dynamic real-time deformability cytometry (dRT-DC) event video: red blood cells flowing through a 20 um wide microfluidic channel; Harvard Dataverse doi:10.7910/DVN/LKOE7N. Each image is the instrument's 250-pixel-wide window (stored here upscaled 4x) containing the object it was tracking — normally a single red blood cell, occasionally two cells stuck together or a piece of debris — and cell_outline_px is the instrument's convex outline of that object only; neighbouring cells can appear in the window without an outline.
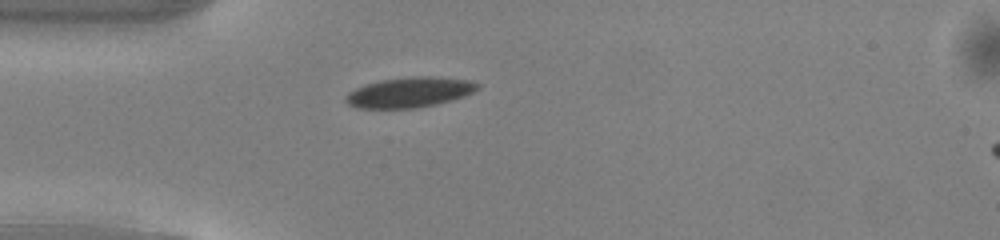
{"species": "common noctule bat (a hibernating species)", "species_latin": "Nyctalus noctula", "temperature_condition": "warm", "stored_images_in_passage": 28, "camera_frame_rate_fps": 3000, "um_per_image_px": 0.085, "animal": {"sex": "male", "body_mass_g": 13.0, "forearm_length_mm": 53.1}, "frame": {"image": 1, "passage_image": 1, "time_ms": 0.0, "image_size_px": [1000, 240], "cell_outline_px": [[480, 88], [464, 96], [436, 104], [416, 108], [356, 108], [348, 104], [344, 100], [344, 96], [348, 92], [364, 84], [380, 80], [412, 76], [432, 76], [472, 80], [480, 84]], "centroid_in_image_um": [34.8, 7.84], "position_along_channel_um": 50.2, "area_um2": 23.41}}
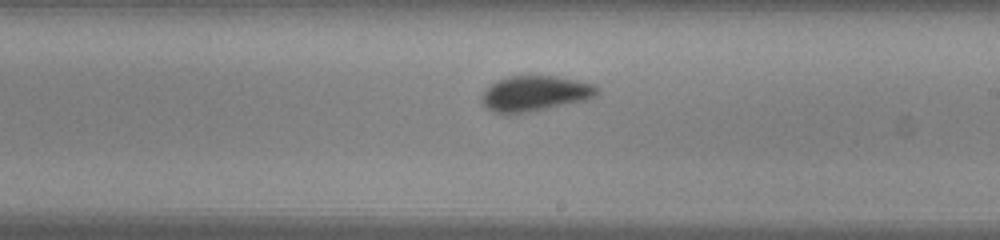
{"frame": {"image": 2, "passage_image": 16, "time_ms": 5.0, "image_size_px": [1000, 240], "cell_outline_px": [[600, 92], [596, 96], [588, 100], [532, 112], [492, 112], [480, 100], [484, 92], [492, 84], [508, 76], [556, 76], [576, 80], [592, 84], [600, 88]], "centroid_in_image_um": [45.55, 7.95], "position_along_channel_um": 243.4, "area_um2": 23.64}}
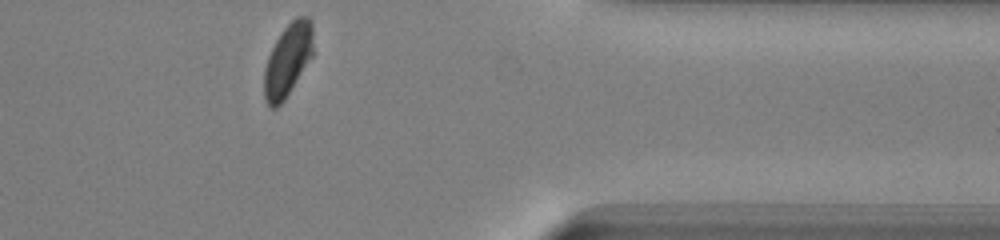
{"frame": {"image": 3, "passage_image": 28, "time_ms": 9.0, "image_size_px": [1000, 240], "cell_outline_px": [[312, 56], [284, 100], [276, 108], [268, 108], [264, 100], [264, 68], [268, 56], [280, 32], [296, 16], [308, 16], [312, 20]], "centroid_in_image_um": [24.44, 5.1], "position_along_channel_um": 387.0, "area_um2": 20.75}, "authors_computed_cell_mechanics": {"area_um2": 23.409, "velocity_mm_per_s": 4.0793, "shape_relaxation_time_tau1_ms": 3.0007, "shape_relaxation_time_tau2_ms": null, "deformation_change_tau1": 0.1185, "deformation_change_tau2": null}}